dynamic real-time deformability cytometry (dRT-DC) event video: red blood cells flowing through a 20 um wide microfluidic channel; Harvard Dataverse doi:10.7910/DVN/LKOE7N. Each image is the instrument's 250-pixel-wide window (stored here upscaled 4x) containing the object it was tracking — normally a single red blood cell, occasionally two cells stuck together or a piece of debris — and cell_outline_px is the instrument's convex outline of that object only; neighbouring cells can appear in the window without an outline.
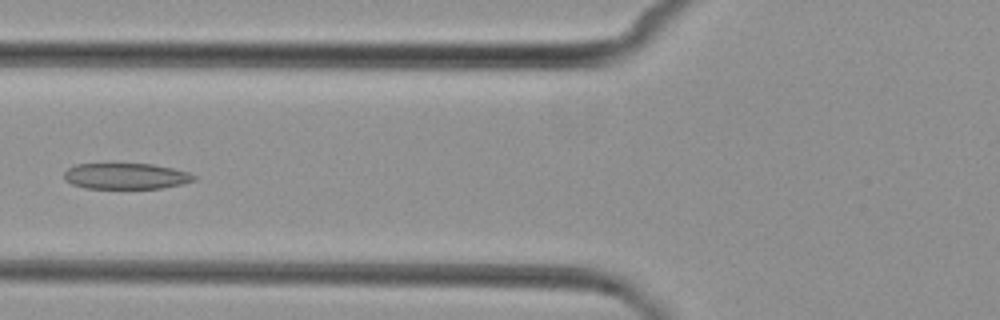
{"species": "common noctule bat (a hibernating species)", "species_latin": "Nyctalus noctula", "temperature_condition": "cold", "stored_images_in_passage": 5, "camera_frame_rate_fps": 3000, "um_per_image_px": 0.085, "animal": {"sex": "female", "body_mass_g": 29.2, "forearm_length_mm": 56.3}, "frame": {"image": 1, "passage_image": 5, "time_ms": 5.667, "image_size_px": [1000, 320], "cell_outline_px": [[196, 180], [184, 184], [160, 188], [84, 188], [72, 184], [64, 180], [64, 172], [68, 168], [76, 164], [108, 160], [152, 164], [172, 168], [188, 172], [196, 176]], "centroid_in_image_um": [10.64, 14.91], "position_along_channel_um": 115.2, "area_um2": 20.75}}